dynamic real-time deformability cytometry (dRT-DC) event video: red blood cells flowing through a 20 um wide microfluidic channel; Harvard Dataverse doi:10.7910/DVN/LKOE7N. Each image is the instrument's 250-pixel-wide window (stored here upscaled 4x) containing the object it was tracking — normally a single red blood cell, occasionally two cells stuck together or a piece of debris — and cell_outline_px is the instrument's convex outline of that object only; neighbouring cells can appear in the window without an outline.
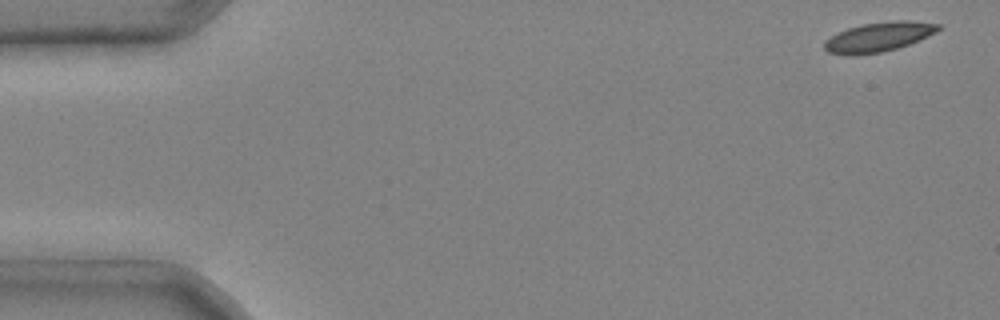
{"species": "common noctule bat (a hibernating species)", "species_latin": "Nyctalus noctula", "temperature_condition": "cold", "stored_images_in_passage": 5, "camera_frame_rate_fps": 3000, "um_per_image_px": 0.085, "animal": {"sex": "male", "body_mass_g": 20.4}, "frame": {"image": 1, "passage_image": 1, "time_ms": 0.0, "image_size_px": [1000, 320], "cell_outline_px": [[940, 28], [936, 32], [920, 40], [896, 48], [880, 52], [856, 56], [848, 56], [828, 52], [824, 48], [824, 40], [848, 28], [864, 24], [892, 20], [912, 20], [940, 24]], "centroid_in_image_um": [74.68, 3.14], "position_along_channel_um": 10.3, "area_um2": 19.59}}
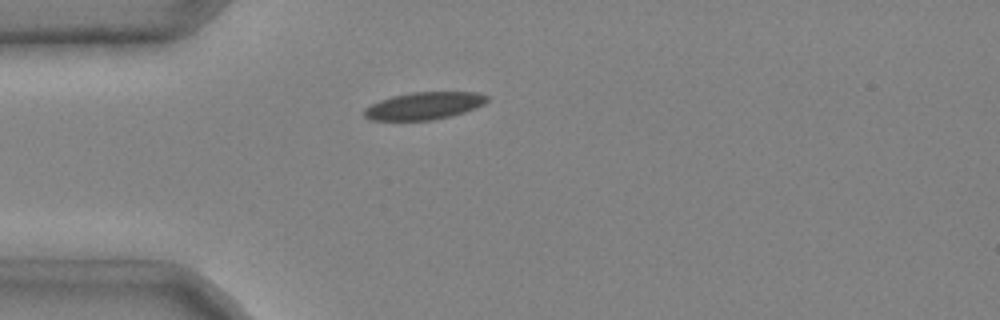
{"frame": {"image": 2, "passage_image": 4, "time_ms": 1.0, "image_size_px": [1000, 320], "cell_outline_px": [[488, 100], [484, 104], [464, 112], [452, 116], [432, 120], [368, 120], [364, 116], [364, 108], [380, 100], [392, 96], [412, 92], [480, 92], [488, 96]], "centroid_in_image_um": [36.05, 8.99], "position_along_channel_um": 49.0, "area_um2": 19.65}}